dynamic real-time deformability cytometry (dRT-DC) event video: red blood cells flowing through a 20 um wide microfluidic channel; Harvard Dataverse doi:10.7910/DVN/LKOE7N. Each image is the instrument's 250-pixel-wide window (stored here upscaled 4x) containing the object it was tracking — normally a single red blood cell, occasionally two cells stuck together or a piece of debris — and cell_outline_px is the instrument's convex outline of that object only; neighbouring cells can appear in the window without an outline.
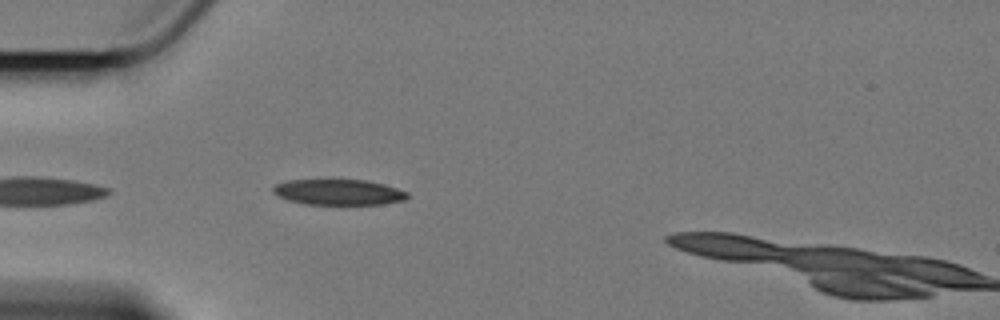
{"species": "Egyptian fruit bat (a non-hibernating species)", "species_latin": "Rousettus aegyptiacus", "temperature_condition": "cold", "stored_images_in_passage": 22, "camera_frame_rate_fps": 3000, "um_per_image_px": 0.085, "animal": {"sex": "female"}, "frame": {"image": 1, "passage_image": 4, "time_ms": 1.0, "image_size_px": [1000, 320], "cell_outline_px": [[408, 196], [404, 200], [384, 204], [304, 204], [288, 200], [276, 196], [272, 192], [272, 188], [276, 184], [284, 180], [332, 176], [368, 180], [384, 184], [408, 192]], "centroid_in_image_um": [28.69, 16.26], "position_along_channel_um": 56.3, "area_um2": 21.39}}
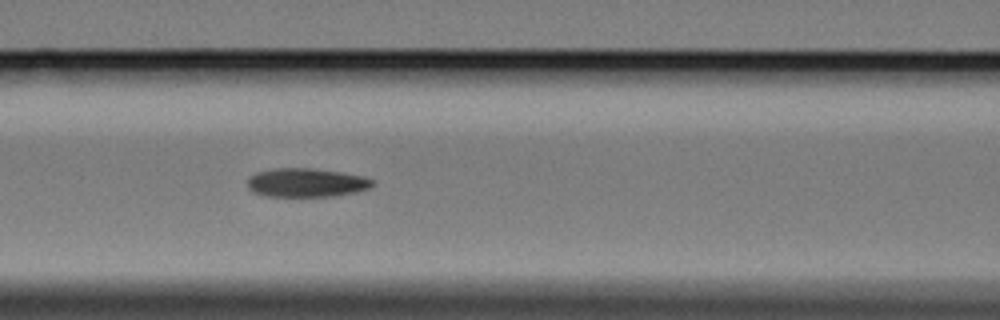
{"frame": {"image": 2, "passage_image": 12, "time_ms": 3.667, "image_size_px": [1000, 320], "cell_outline_px": [[372, 184], [368, 188], [356, 192], [332, 196], [264, 196], [252, 192], [248, 188], [248, 176], [256, 172], [272, 168], [312, 168], [340, 172], [364, 176], [372, 180]], "centroid_in_image_um": [25.97, 15.52], "position_along_channel_um": 140.6, "area_um2": 20.98}}
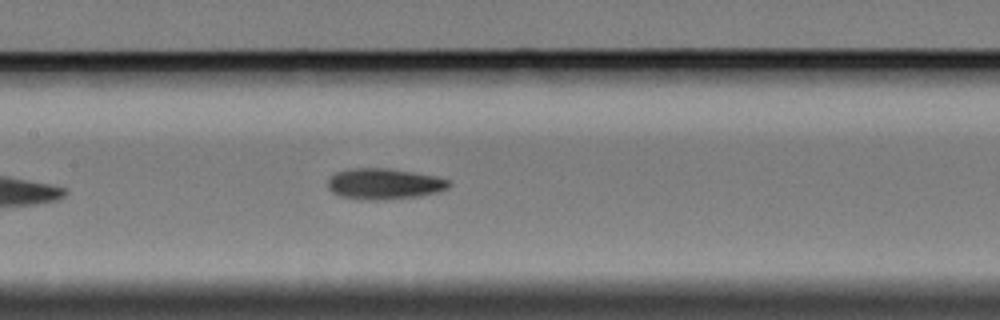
{"frame": {"image": 3, "passage_image": 15, "time_ms": 4.667, "image_size_px": [1000, 320], "cell_outline_px": [[452, 184], [448, 188], [436, 192], [420, 196], [384, 200], [368, 200], [340, 196], [332, 192], [328, 188], [328, 180], [336, 172], [352, 168], [388, 168], [436, 176], [452, 180]], "centroid_in_image_um": [32.69, 15.63], "position_along_channel_um": 174.7, "area_um2": 21.91}}